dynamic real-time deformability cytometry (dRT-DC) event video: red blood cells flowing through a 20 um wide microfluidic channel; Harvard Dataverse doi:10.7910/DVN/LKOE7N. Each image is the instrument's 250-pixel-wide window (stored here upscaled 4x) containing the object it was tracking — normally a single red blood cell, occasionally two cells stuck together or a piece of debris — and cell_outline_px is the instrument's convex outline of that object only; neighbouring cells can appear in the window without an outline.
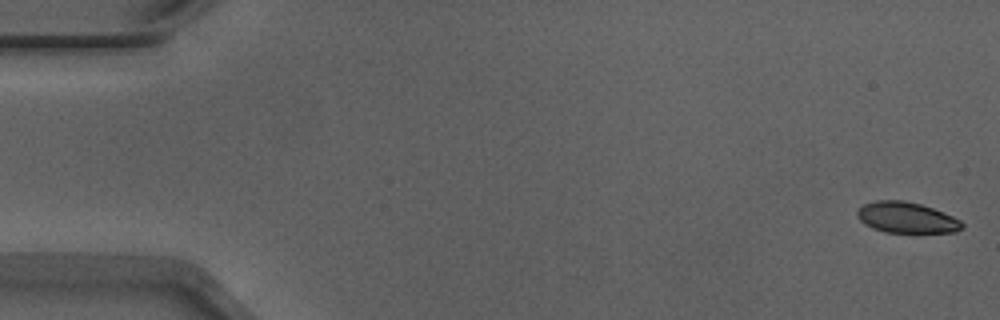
{"species": "Egyptian fruit bat (a non-hibernating species)", "species_latin": "Rousettus aegyptiacus", "temperature_condition": "warm", "stored_images_in_passage": 54, "segment_of_instrument_passage": [1, 2], "camera_frame_rate_fps": 3000, "um_per_image_px": 0.085, "animal": {"sex": "male"}, "frame": {"image": 1, "passage_image": 1, "time_ms": 0.0, "image_size_px": [1000, 320], "cell_outline_px": [[964, 228], [956, 232], [884, 232], [872, 228], [864, 224], [860, 220], [856, 212], [864, 204], [876, 200], [904, 200], [920, 204], [932, 208], [952, 216], [960, 220], [964, 224]], "centroid_in_image_um": [77.06, 18.5], "position_along_channel_um": 7.9, "area_um2": 18.79}}
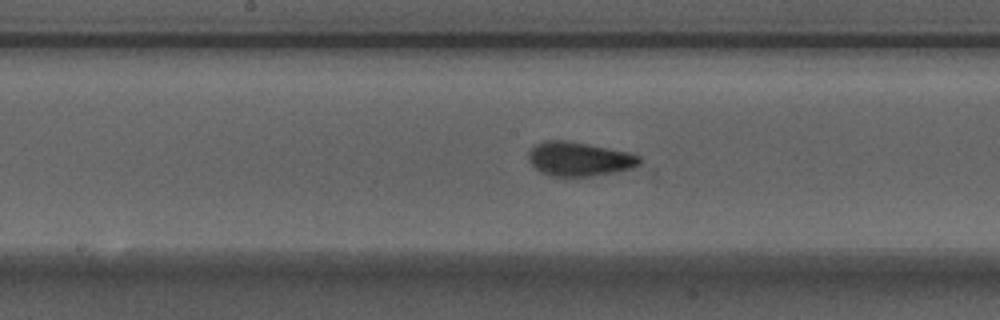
{"frame": {"image": 2, "passage_image": 27, "time_ms": 8.667, "image_size_px": [1000, 320], "cell_outline_px": [[640, 164], [632, 168], [616, 172], [576, 180], [552, 176], [540, 172], [528, 160], [528, 152], [536, 144], [544, 140], [564, 140], [588, 144], [628, 152], [640, 156]], "centroid_in_image_um": [49.21, 13.56], "position_along_channel_um": 199.0, "area_um2": 22.72}}
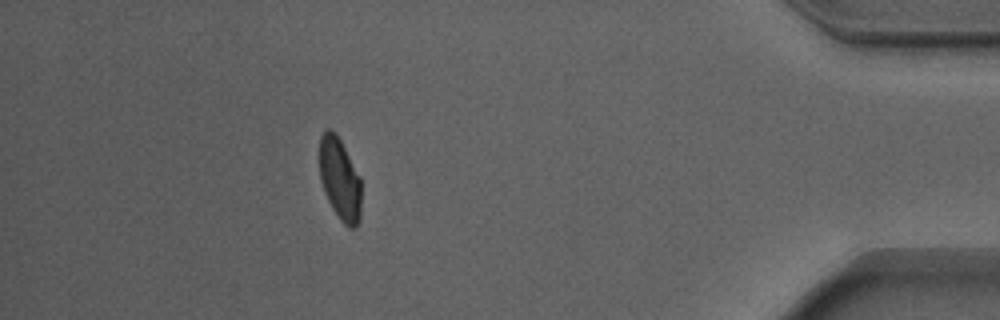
{"frame": {"image": 3, "passage_image": 47, "time_ms": 15.333, "image_size_px": [1000, 320], "cell_outline_px": [[360, 216], [356, 228], [348, 228], [340, 220], [332, 208], [324, 192], [320, 180], [320, 136], [328, 128], [336, 132], [360, 176]], "centroid_in_image_um": [28.88, 15.23], "position_along_channel_um": 406.3, "area_um2": 20.0}}